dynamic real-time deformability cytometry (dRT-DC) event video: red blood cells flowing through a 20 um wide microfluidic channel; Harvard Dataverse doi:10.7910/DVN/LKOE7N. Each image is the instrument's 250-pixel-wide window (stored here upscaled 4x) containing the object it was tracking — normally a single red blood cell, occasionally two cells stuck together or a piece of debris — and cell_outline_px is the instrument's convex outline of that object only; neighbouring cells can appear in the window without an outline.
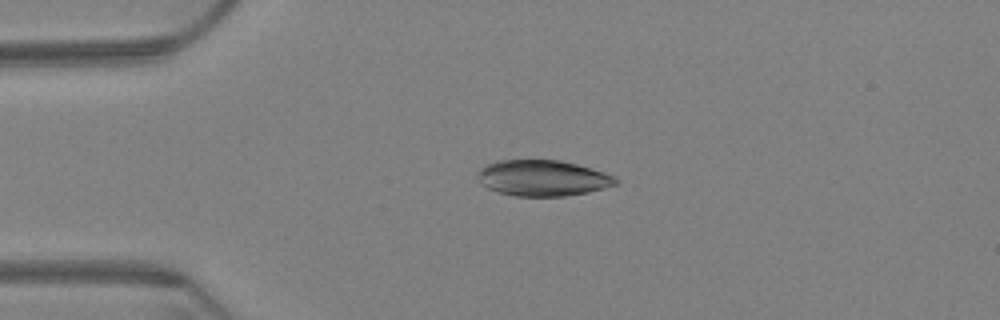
{"species": "Egyptian fruit bat (a non-hibernating species)", "species_latin": "Rousettus aegyptiacus", "temperature_condition": "warm", "stored_images_in_passage": 2, "camera_frame_rate_fps": 3000, "um_per_image_px": 0.085, "animal": {"sex": "female"}, "frame": {"image": 1, "passage_image": 1, "time_ms": 0.0, "image_size_px": [1000, 320], "cell_outline_px": [[620, 180], [616, 184], [604, 188], [588, 192], [564, 196], [516, 196], [500, 192], [488, 188], [480, 184], [476, 176], [476, 172], [480, 168], [488, 164], [500, 160], [560, 160], [576, 164], [604, 172]], "centroid_in_image_um": [46.1, 15.13], "position_along_channel_um": 38.9, "area_um2": 28.84}}